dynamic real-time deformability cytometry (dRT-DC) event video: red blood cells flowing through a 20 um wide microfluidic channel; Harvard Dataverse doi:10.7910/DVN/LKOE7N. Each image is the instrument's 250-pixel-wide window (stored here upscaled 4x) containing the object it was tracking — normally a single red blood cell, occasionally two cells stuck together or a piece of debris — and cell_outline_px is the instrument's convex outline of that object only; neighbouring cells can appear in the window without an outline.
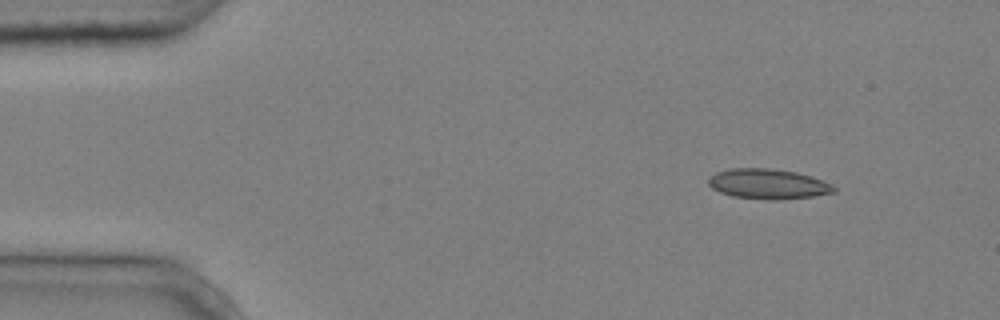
{"species": "common noctule bat (a hibernating species)", "species_latin": "Nyctalus noctula", "temperature_condition": "cold", "stored_images_in_passage": 9, "camera_frame_rate_fps": 3000, "um_per_image_px": 0.085, "animal": {"sex": "male", "body_mass_g": 20.4}, "frame": {"image": 1, "passage_image": 1, "time_ms": 0.0, "image_size_px": [1000, 320], "cell_outline_px": [[836, 192], [812, 196], [732, 196], [720, 192], [712, 188], [708, 184], [708, 176], [716, 172], [732, 168], [768, 168], [796, 172], [812, 176], [832, 184], [836, 188]], "centroid_in_image_um": [65.25, 15.56], "position_along_channel_um": 19.7, "area_um2": 20.81}}
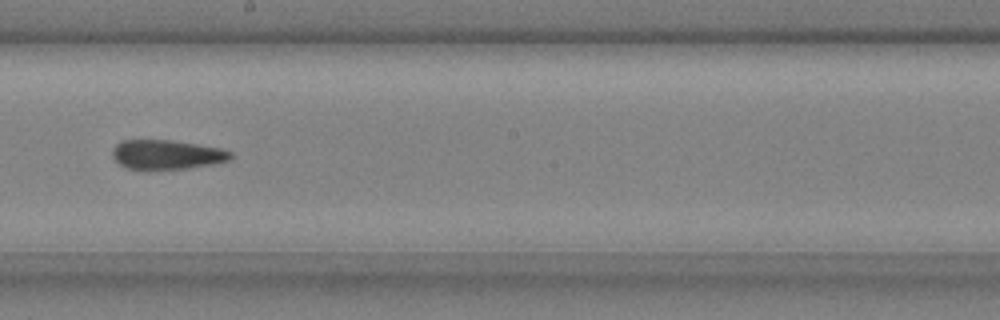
{"frame": {"image": 2, "passage_image": 8, "time_ms": 2.333, "image_size_px": [1000, 320], "cell_outline_px": [[232, 156], [228, 160], [212, 164], [184, 168], [124, 168], [112, 156], [112, 148], [120, 140], [172, 140], [220, 148], [232, 152]], "centroid_in_image_um": [14.14, 13.11], "position_along_channel_um": 234.1, "area_um2": 19.88}}
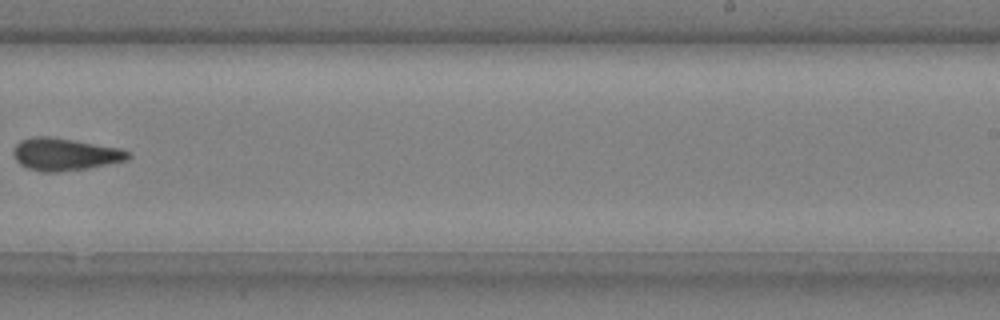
{"frame": {"image": 3, "passage_image": 9, "time_ms": 2.667, "image_size_px": [1000, 320], "cell_outline_px": [[132, 156], [128, 160], [88, 168], [56, 172], [40, 172], [28, 168], [20, 164], [16, 160], [12, 152], [16, 144], [20, 140], [32, 136], [48, 136], [120, 148], [132, 152]], "centroid_in_image_um": [5.52, 13.12], "position_along_channel_um": 283.5, "area_um2": 21.73}}